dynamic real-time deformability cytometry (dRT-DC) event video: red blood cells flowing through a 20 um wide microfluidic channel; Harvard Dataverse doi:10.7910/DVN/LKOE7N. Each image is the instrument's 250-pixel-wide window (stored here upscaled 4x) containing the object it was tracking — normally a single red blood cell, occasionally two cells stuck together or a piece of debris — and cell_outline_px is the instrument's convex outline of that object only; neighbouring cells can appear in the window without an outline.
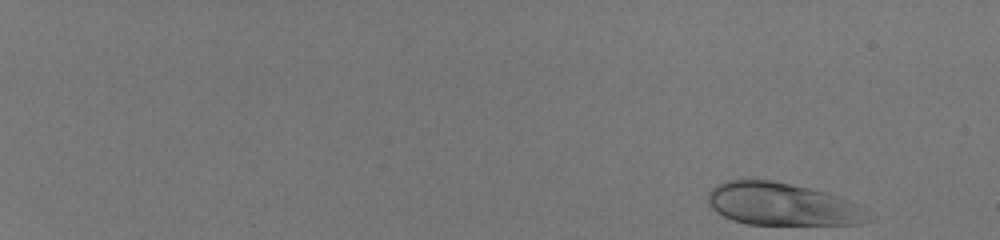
{"species": "human", "species_latin": "Homo sapiens", "temperature_condition": "room temperature", "stored_images_in_passage": 50, "camera_frame_rate_fps": 3000, "um_per_image_px": 0.085, "donor": {"sex": "male"}, "frame": {"image": 1, "passage_image": 1, "time_ms": 0.0, "image_size_px": [1000, 240], "cell_outline_px": [[876, 216], [872, 220], [860, 224], [748, 224], [732, 220], [716, 212], [712, 208], [708, 200], [708, 192], [716, 184], [724, 180], [772, 180], [808, 188], [824, 192], [848, 200], [856, 204]], "centroid_in_image_um": [66.5, 17.36], "position_along_channel_um": 18.5, "area_um2": 39.77}}
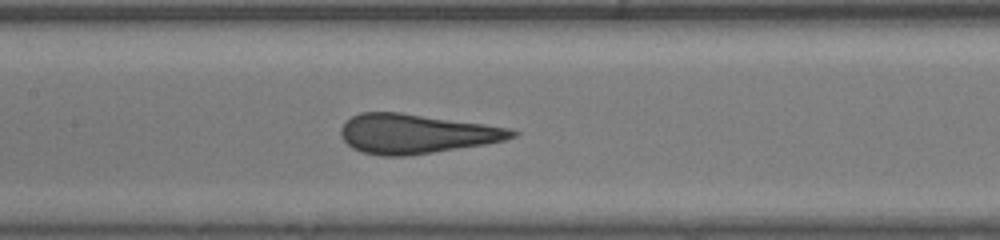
{"frame": {"image": 2, "passage_image": 28, "time_ms": 9.0, "image_size_px": [1000, 240], "cell_outline_px": [[520, 132], [516, 136], [504, 140], [484, 144], [432, 152], [404, 156], [380, 156], [364, 152], [352, 148], [340, 136], [340, 128], [352, 116], [360, 112], [400, 112], [512, 128]], "centroid_in_image_um": [35.36, 11.36], "position_along_channel_um": 172.0, "area_um2": 39.13}}
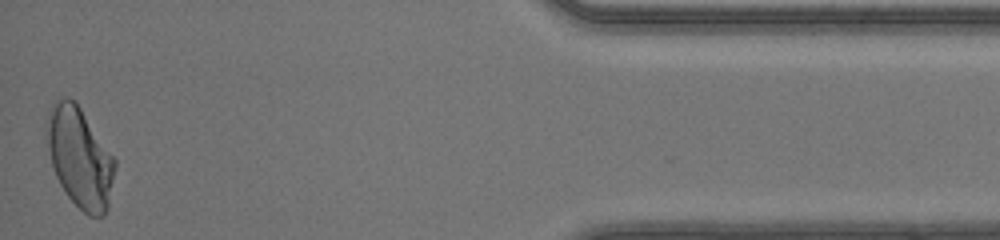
{"frame": {"image": 3, "passage_image": 50, "time_ms": 16.333, "image_size_px": [1000, 240], "cell_outline_px": [[116, 164], [108, 208], [104, 216], [88, 216], [68, 196], [60, 184], [56, 176], [52, 164], [44, 132], [44, 128], [48, 112], [52, 104], [56, 100], [64, 96], [68, 96], [76, 100], [116, 160]], "centroid_in_image_um": [6.77, 13.33], "position_along_channel_um": 428.4, "area_um2": 40.06}, "authors_computed_cell_mechanics": {"area_um2": 39.593, "velocity_mm_per_s": 4.1977, "shape_relaxation_time_tau1_ms": 9.0968, "shape_relaxation_time_tau2_ms": null, "deformation_change_tau1": 0.2516, "deformation_change_tau2": null}}